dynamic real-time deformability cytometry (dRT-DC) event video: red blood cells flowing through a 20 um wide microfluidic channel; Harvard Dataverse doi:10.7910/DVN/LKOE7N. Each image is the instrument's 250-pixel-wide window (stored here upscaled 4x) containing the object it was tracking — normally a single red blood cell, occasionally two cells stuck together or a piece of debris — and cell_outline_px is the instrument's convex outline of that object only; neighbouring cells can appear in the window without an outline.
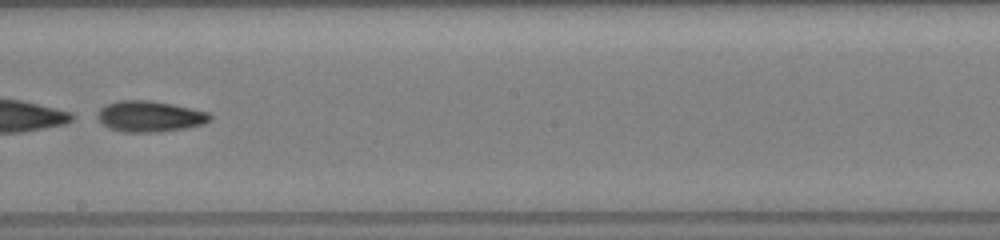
{"species": "common noctule bat (a hibernating species)", "species_latin": "Nyctalus noctula", "temperature_condition": "room temperature", "stored_images_in_passage": 33, "camera_frame_rate_fps": 3000, "um_per_image_px": 0.085, "animal": {"sex": "female", "body_mass_g": 19.5, "forearm_length_mm": 54.1}, "frame": {"image": 1, "passage_image": 15, "time_ms": 4.667, "image_size_px": [1000, 240], "cell_outline_px": [[212, 120], [204, 124], [184, 128], [152, 132], [124, 132], [108, 128], [92, 116], [104, 104], [120, 100], [148, 100], [172, 104], [208, 112], [212, 116]], "centroid_in_image_um": [12.65, 9.88], "position_along_channel_um": 235.5, "area_um2": 20.52}}